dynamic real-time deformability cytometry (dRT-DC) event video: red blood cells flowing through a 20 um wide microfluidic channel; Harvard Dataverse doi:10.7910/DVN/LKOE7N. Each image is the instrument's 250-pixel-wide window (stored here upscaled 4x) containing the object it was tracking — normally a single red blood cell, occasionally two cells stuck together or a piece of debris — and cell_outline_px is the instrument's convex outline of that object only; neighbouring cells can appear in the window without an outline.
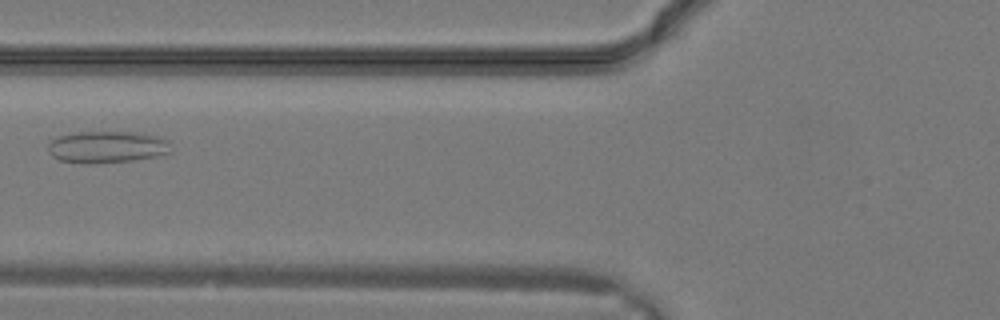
{"species": "common noctule bat (a hibernating species)", "species_latin": "Nyctalus noctula", "temperature_condition": "warm", "stored_images_in_passage": 22, "camera_frame_rate_fps": 3000, "um_per_image_px": 0.085, "animal": {"sex": "male", "body_mass_g": 19.2, "forearm_length_mm": 51.8}, "frame": {"image": 1, "passage_image": 4, "time_ms": 1.0, "image_size_px": [1000, 320], "cell_outline_px": [[172, 152], [156, 156], [132, 160], [88, 164], [84, 164], [60, 160], [52, 156], [48, 152], [48, 144], [52, 140], [60, 136], [76, 132], [136, 132], [156, 136], [168, 140]], "centroid_in_image_um": [9.09, 12.5], "position_along_channel_um": 116.7, "area_um2": 22.77}}
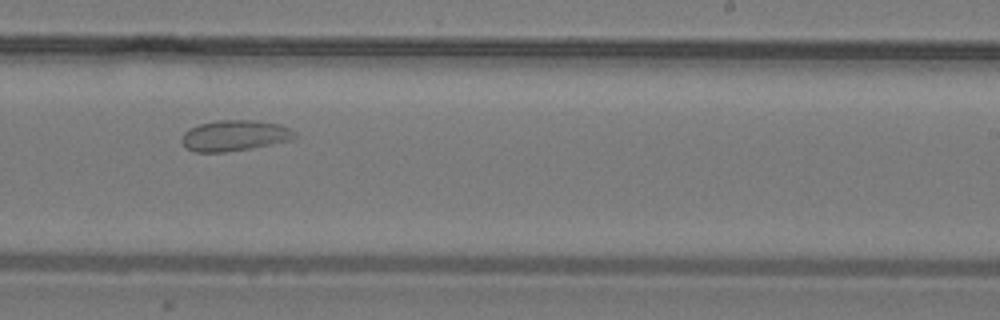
{"frame": {"image": 2, "passage_image": 11, "time_ms": 3.333, "image_size_px": [1000, 320], "cell_outline_px": [[296, 136], [292, 140], [252, 148], [224, 152], [196, 152], [188, 148], [180, 140], [184, 132], [188, 128], [200, 124], [216, 120], [252, 120], [276, 124], [288, 128], [296, 132]], "centroid_in_image_um": [19.92, 11.52], "position_along_channel_um": 269.1, "area_um2": 20.17}}
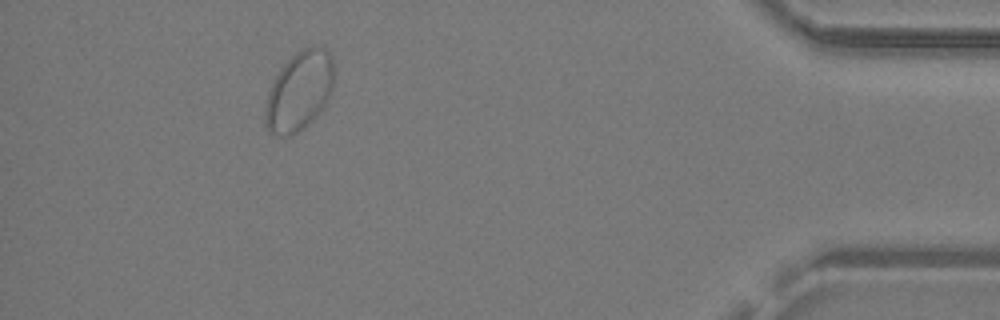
{"frame": {"image": 3, "passage_image": 20, "time_ms": 6.333, "image_size_px": [1000, 320], "cell_outline_px": [[332, 92], [316, 116], [304, 128], [288, 136], [280, 136], [268, 132], [264, 124], [264, 108], [268, 92], [280, 68], [296, 52], [304, 48], [324, 48], [328, 52], [332, 60]], "centroid_in_image_um": [25.38, 7.79], "position_along_channel_um": 409.8, "area_um2": 31.39}}